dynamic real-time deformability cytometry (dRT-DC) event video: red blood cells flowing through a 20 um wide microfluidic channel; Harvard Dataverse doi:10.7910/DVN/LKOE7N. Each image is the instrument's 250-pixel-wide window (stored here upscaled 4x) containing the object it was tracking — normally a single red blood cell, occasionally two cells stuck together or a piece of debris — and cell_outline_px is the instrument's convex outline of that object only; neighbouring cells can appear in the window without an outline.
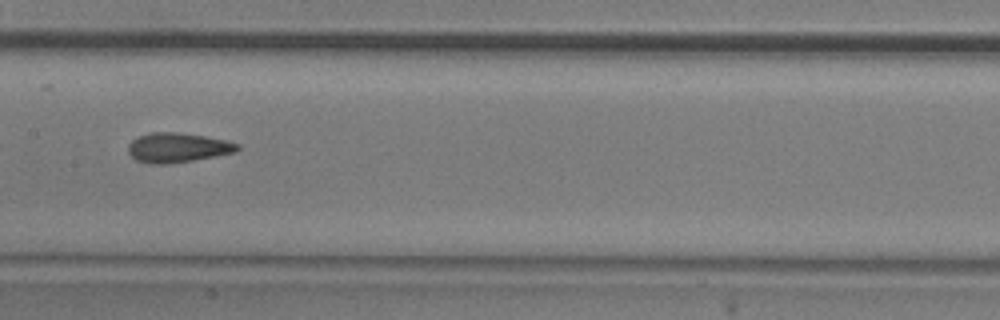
{"species": "common noctule bat (a hibernating species)", "species_latin": "Nyctalus noctula", "temperature_condition": "room temperature", "stored_images_in_passage": 31, "camera_frame_rate_fps": 3000, "um_per_image_px": 0.085, "animal": {"sex": "male", "body_mass_g": 20.5, "forearm_length_mm": 52.5}, "frame": {"image": 1, "passage_image": 10, "time_ms": 3.0, "image_size_px": [1000, 320], "cell_outline_px": [[240, 148], [236, 152], [192, 160], [168, 164], [148, 164], [136, 160], [128, 152], [128, 144], [132, 140], [148, 132], [180, 132], [228, 140], [240, 144]], "centroid_in_image_um": [15.1, 12.54], "position_along_channel_um": 192.3, "area_um2": 18.96}}